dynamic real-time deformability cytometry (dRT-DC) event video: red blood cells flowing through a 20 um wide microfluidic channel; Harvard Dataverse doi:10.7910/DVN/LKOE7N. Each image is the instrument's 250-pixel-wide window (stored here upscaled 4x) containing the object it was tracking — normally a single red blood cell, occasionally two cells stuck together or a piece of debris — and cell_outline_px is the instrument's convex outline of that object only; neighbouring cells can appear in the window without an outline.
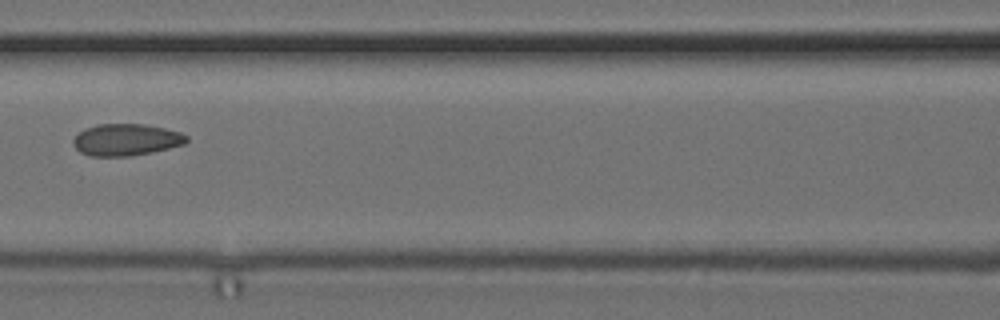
{"species": "common noctule bat (a hibernating species)", "species_latin": "Nyctalus noctula", "temperature_condition": "cold", "stored_images_in_passage": 9, "camera_frame_rate_fps": 3000, "um_per_image_px": 0.085, "animal": {"sex": "female", "body_mass_g": 24.6, "forearm_length_mm": 56.2}, "frame": {"image": 1, "passage_image": 6, "time_ms": 1.667, "image_size_px": [1000, 320], "cell_outline_px": [[188, 140], [184, 144], [152, 152], [132, 156], [88, 156], [80, 152], [72, 144], [72, 140], [84, 128], [96, 124], [144, 124], [164, 128], [180, 132], [188, 136]], "centroid_in_image_um": [10.7, 11.88], "position_along_channel_um": 155.9, "area_um2": 21.1}}
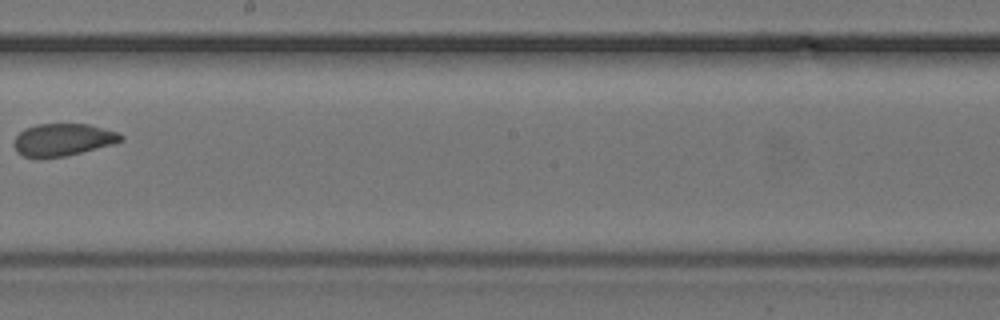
{"frame": {"image": 2, "passage_image": 8, "time_ms": 2.333, "image_size_px": [1000, 320], "cell_outline_px": [[124, 140], [112, 144], [64, 156], [24, 156], [16, 152], [16, 136], [24, 128], [36, 124], [88, 124], [104, 128], [116, 132], [124, 136]], "centroid_in_image_um": [5.37, 11.84], "position_along_channel_um": 242.8, "area_um2": 19.59}}
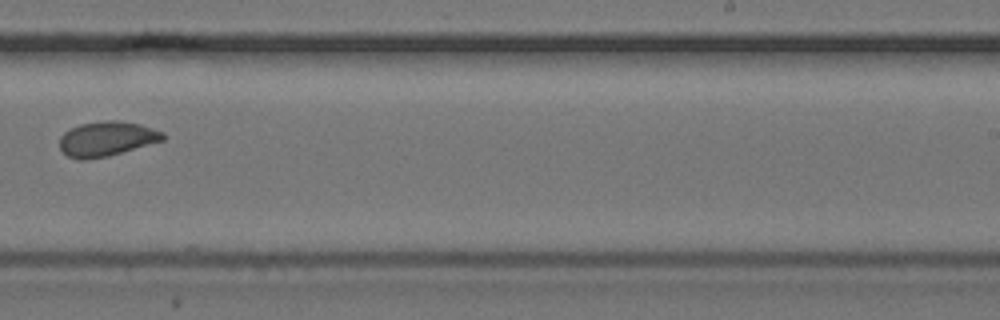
{"frame": {"image": 3, "passage_image": 9, "time_ms": 2.667, "image_size_px": [1000, 320], "cell_outline_px": [[168, 136], [164, 140], [108, 156], [88, 160], [80, 160], [68, 156], [60, 148], [60, 136], [64, 132], [80, 124], [108, 120], [116, 120], [140, 124], [164, 132]], "centroid_in_image_um": [9.09, 11.8], "position_along_channel_um": 279.9, "area_um2": 20.92}}